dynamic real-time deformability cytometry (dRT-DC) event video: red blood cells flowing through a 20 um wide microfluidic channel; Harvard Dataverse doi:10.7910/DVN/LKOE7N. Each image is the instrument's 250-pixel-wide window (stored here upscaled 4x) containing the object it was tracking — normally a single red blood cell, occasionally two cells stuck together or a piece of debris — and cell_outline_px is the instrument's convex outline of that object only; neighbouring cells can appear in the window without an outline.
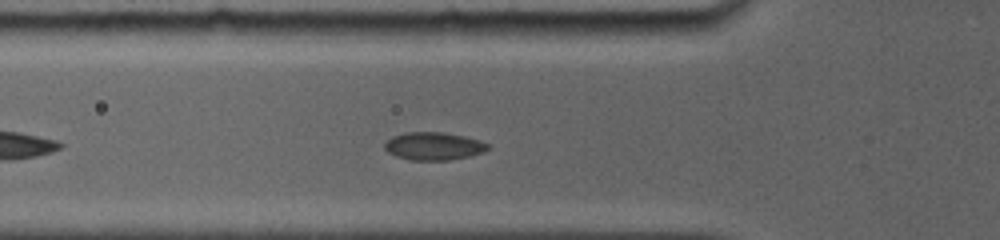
{"species": "common noctule bat (a hibernating species)", "species_latin": "Nyctalus noctula", "temperature_condition": "room temperature", "stored_images_in_passage": 31, "camera_frame_rate_fps": 5000, "um_per_image_px": 0.085, "animal": {"sex": "female", "body_mass_g": 19.0, "forearm_length_mm": 56.7}, "frame": {"image": 1, "passage_image": 9, "time_ms": 2.6, "image_size_px": [1000, 240], "cell_outline_px": [[488, 148], [484, 152], [452, 160], [412, 160], [396, 156], [388, 152], [384, 148], [384, 144], [392, 136], [404, 132], [444, 132], [464, 136], [480, 140], [488, 144]], "centroid_in_image_um": [36.85, 12.41], "position_along_channel_um": 88.9, "area_um2": 16.76}}
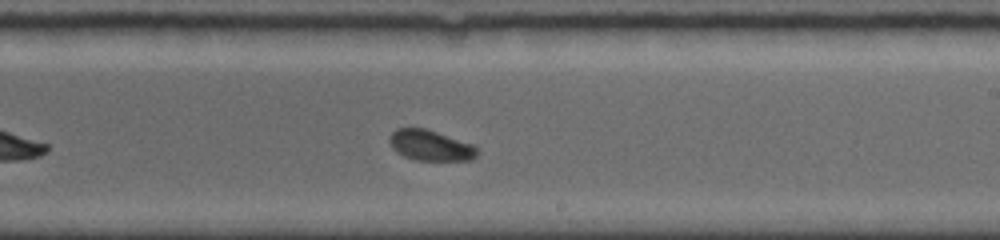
{"frame": {"image": 2, "passage_image": 22, "time_ms": 6.8, "image_size_px": [1000, 240], "cell_outline_px": [[476, 156], [472, 160], [416, 160], [404, 156], [396, 152], [392, 148], [388, 140], [388, 136], [396, 128], [424, 128], [476, 144]], "centroid_in_image_um": [36.57, 12.35], "position_along_channel_um": 252.4, "area_um2": 15.78}}
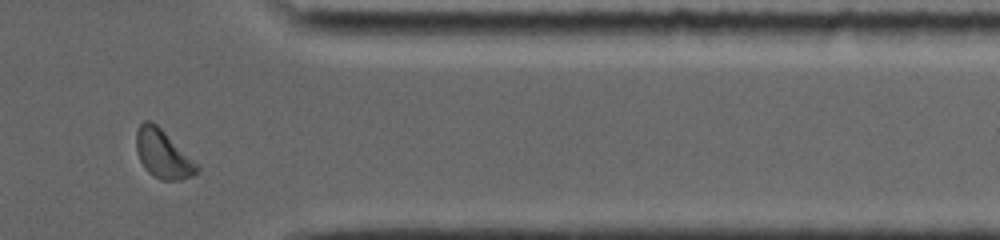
{"frame": {"image": 3, "passage_image": 29, "time_ms": 10.6, "image_size_px": [1000, 240], "cell_outline_px": [[200, 168], [192, 176], [180, 180], [160, 180], [152, 176], [144, 168], [136, 152], [136, 132], [140, 124], [144, 120], [152, 120]], "centroid_in_image_um": [13.79, 13.1], "position_along_channel_um": 397.6, "area_um2": 16.76}, "authors_computed_cell_mechanics": {"area_um2": 16.5886, "velocity_mm_per_s": 3.8968, "shape_relaxation_time_tau1_ms": 3.0442, "shape_relaxation_time_tau2_ms": null, "deformation_change_tau1": 0.0747, "deformation_change_tau2": null}}